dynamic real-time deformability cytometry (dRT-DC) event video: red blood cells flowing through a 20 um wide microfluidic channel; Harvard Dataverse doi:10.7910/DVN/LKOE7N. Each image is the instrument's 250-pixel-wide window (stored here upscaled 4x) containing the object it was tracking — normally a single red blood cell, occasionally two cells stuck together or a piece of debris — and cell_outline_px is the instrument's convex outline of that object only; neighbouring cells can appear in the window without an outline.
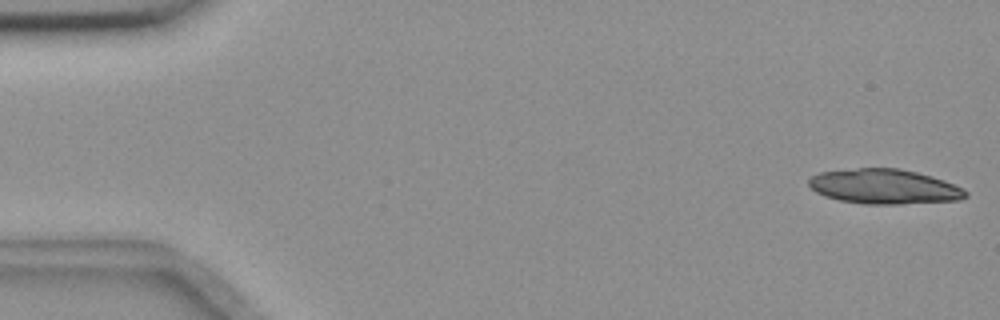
{"species": "common noctule bat (a hibernating species)", "species_latin": "Nyctalus noctula", "temperature_condition": "room temperature", "stored_images_in_passage": 24, "camera_frame_rate_fps": 3000, "um_per_image_px": 0.085, "animal": {"sex": "female", "body_mass_g": 18.4}, "frame": {"image": 1, "passage_image": 1, "time_ms": 0.0, "image_size_px": [1000, 320], "cell_outline_px": [[968, 196], [960, 200], [900, 204], [864, 204], [840, 200], [824, 196], [816, 192], [808, 184], [808, 180], [812, 176], [820, 172], [856, 168], [900, 168], [932, 176], [944, 180], [964, 188], [968, 192]], "centroid_in_image_um": [75.19, 15.86], "position_along_channel_um": 9.8, "area_um2": 31.96}}